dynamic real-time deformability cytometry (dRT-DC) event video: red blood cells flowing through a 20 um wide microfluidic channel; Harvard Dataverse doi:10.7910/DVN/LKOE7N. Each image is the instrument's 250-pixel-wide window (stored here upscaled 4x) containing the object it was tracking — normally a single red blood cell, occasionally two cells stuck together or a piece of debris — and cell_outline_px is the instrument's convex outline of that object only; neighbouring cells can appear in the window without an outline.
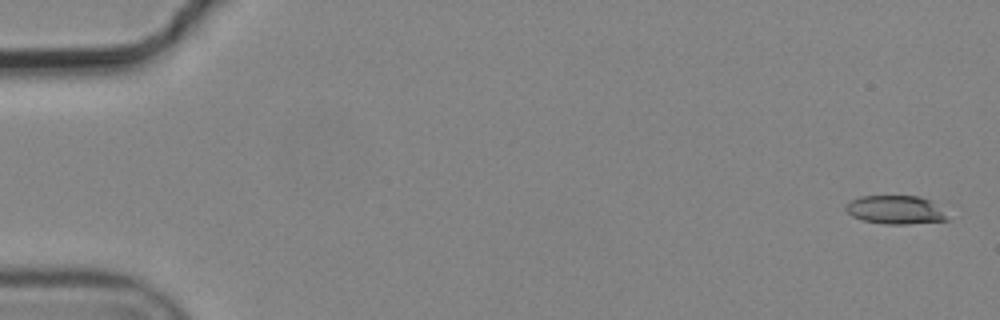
{"species": "common noctule bat (a hibernating species)", "species_latin": "Nyctalus noctula", "temperature_condition": "cold", "stored_images_in_passage": 5, "camera_frame_rate_fps": 3000, "um_per_image_px": 0.085, "animal": {"sex": "male", "body_mass_g": 19.2, "forearm_length_mm": 51.8}, "frame": {"image": 1, "passage_image": 1, "time_ms": 0.0, "image_size_px": [1000, 320], "cell_outline_px": [[948, 220], [908, 224], [884, 224], [864, 220], [852, 216], [844, 208], [852, 200], [860, 196], [920, 196], [932, 200]], "centroid_in_image_um": [76.09, 17.83], "position_along_channel_um": 8.9, "area_um2": 16.59}}